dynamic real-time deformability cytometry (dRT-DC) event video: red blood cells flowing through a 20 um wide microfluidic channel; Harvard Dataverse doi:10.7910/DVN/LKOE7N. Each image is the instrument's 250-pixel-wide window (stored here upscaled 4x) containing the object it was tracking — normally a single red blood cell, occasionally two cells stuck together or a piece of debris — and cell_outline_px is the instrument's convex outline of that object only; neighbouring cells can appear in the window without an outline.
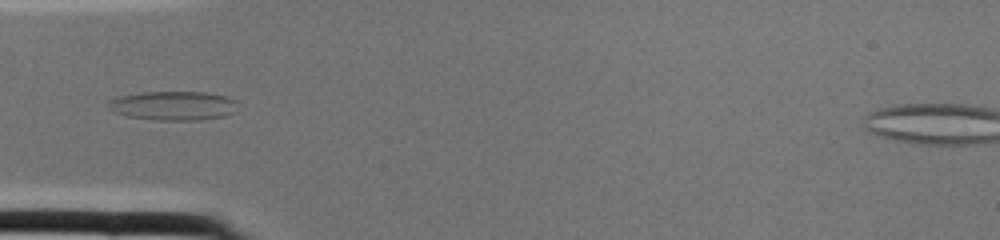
{"species": "common noctule bat (a hibernating species)", "species_latin": "Nyctalus noctula", "temperature_condition": "cold", "stored_images_in_passage": 1, "camera_frame_rate_fps": 3000, "um_per_image_px": 0.085, "animal": {"sex": "female", "body_mass_g": 22.0, "forearm_length_mm": 56.7}, "frame": {"image": 1, "passage_image": 1, "time_ms": 0.0, "image_size_px": [1000, 240], "cell_outline_px": [[236, 112], [228, 116], [200, 120], [156, 120], [128, 116], [116, 112], [108, 108], [104, 104], [108, 100], [116, 96], [144, 92], [204, 92], [228, 96], [236, 100]], "centroid_in_image_um": [14.73, 8.98], "position_along_channel_um": 70.3, "area_um2": 22.31}}